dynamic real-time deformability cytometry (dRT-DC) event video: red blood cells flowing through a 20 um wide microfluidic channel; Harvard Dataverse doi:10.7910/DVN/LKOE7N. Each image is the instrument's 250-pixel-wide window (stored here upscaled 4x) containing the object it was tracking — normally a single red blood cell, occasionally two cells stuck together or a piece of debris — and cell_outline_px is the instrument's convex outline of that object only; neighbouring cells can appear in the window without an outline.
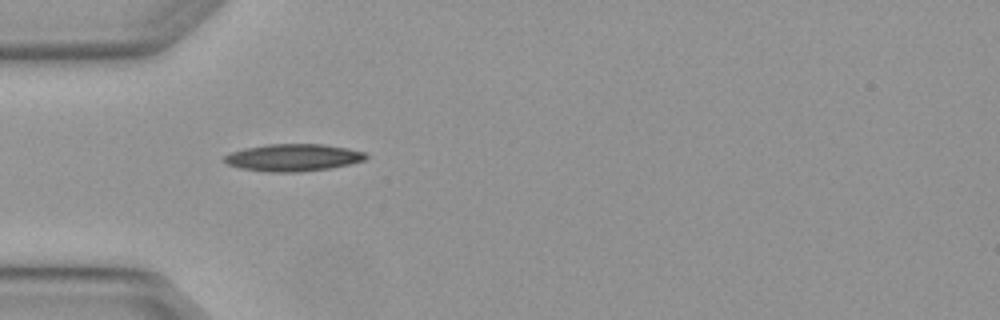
{"species": "Egyptian fruit bat (a non-hibernating species)", "species_latin": "Rousettus aegyptiacus", "temperature_condition": "warm", "stored_images_in_passage": 3, "camera_frame_rate_fps": 3000, "um_per_image_px": 0.085, "animal": {"sex": "female"}, "frame": {"image": 1, "passage_image": 2, "time_ms": 0.333, "image_size_px": [1000, 320], "cell_outline_px": [[368, 156], [364, 160], [348, 164], [328, 168], [296, 172], [268, 172], [240, 168], [228, 164], [224, 160], [224, 156], [232, 152], [244, 148], [268, 144], [324, 144], [348, 148], [364, 152]], "centroid_in_image_um": [24.91, 13.38], "position_along_channel_um": 60.1, "area_um2": 22.25}}
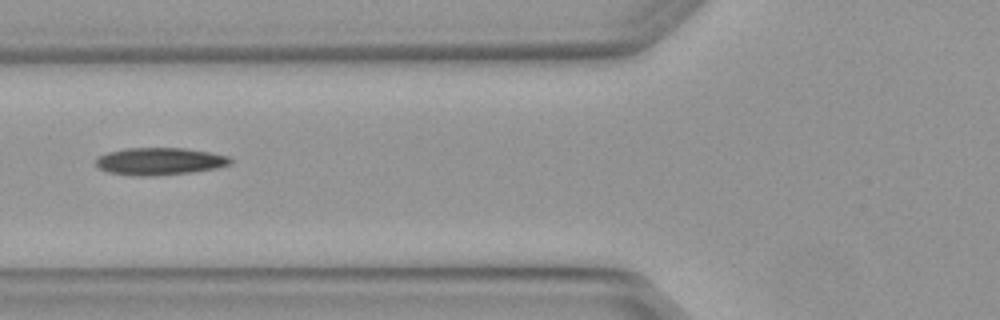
{"frame": {"image": 2, "passage_image": 3, "time_ms": 0.667, "image_size_px": [1000, 320], "cell_outline_px": [[232, 164], [216, 168], [192, 172], [152, 176], [140, 176], [108, 172], [96, 168], [96, 156], [108, 152], [128, 148], [184, 148], [212, 152], [228, 156], [232, 160]], "centroid_in_image_um": [13.56, 13.71], "position_along_channel_um": 112.2, "area_um2": 21.56}}